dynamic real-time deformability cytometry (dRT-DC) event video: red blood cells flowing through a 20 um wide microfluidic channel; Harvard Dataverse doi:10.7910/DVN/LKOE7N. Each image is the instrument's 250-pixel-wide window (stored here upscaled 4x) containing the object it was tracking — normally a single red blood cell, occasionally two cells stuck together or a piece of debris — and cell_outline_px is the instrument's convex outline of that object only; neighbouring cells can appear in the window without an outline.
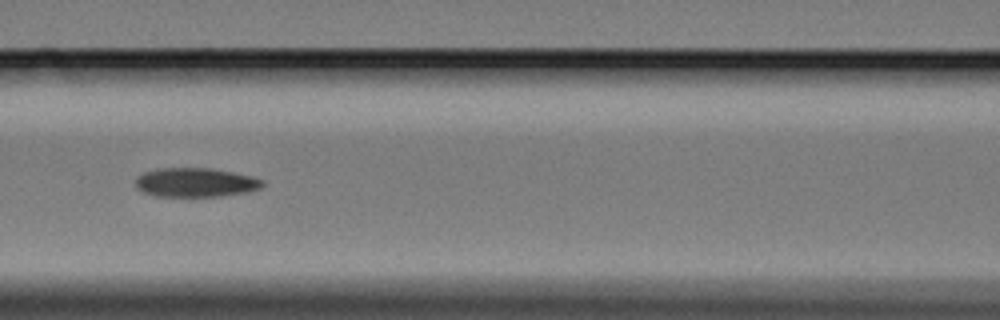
{"species": "Egyptian fruit bat (a non-hibernating species)", "species_latin": "Rousettus aegyptiacus", "temperature_condition": "cold", "stored_images_in_passage": 19, "camera_frame_rate_fps": 3000, "um_per_image_px": 0.085, "animal": {"sex": "female"}, "frame": {"image": 1, "passage_image": 11, "time_ms": 3.333, "image_size_px": [1000, 320], "cell_outline_px": [[264, 184], [260, 188], [244, 192], [220, 196], [156, 196], [144, 192], [136, 188], [136, 176], [144, 172], [156, 168], [212, 168], [252, 176], [264, 180]], "centroid_in_image_um": [16.59, 15.49], "position_along_channel_um": 150.0, "area_um2": 21.5}}